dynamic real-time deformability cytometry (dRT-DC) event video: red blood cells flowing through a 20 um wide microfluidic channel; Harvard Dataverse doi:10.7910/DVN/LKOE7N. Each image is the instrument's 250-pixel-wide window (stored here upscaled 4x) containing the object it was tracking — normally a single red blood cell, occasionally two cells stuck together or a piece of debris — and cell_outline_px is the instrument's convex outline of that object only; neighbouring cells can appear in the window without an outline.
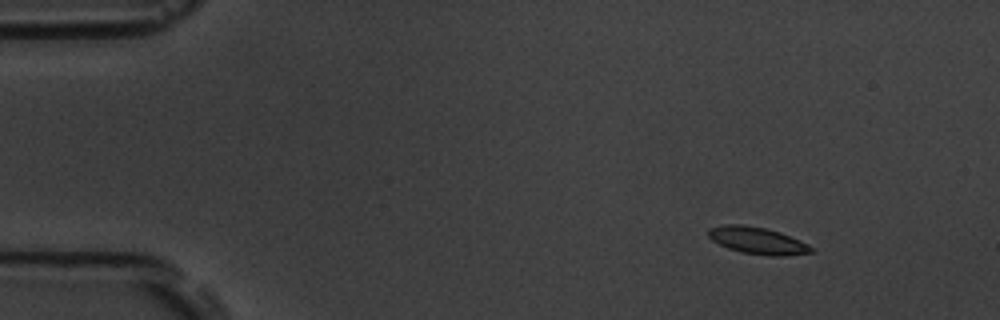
{"species": "common noctule bat (a hibernating species)", "species_latin": "Nyctalus noctula", "temperature_condition": "room temperature", "stored_images_in_passage": 4, "camera_frame_rate_fps": 3000, "um_per_image_px": 0.085, "animal": {"sex": "male", "body_mass_g": 19.5, "forearm_length_mm": 54.6}, "frame": {"image": 1, "passage_image": 2, "time_ms": 0.333, "image_size_px": [1000, 320], "cell_outline_px": [[812, 252], [784, 256], [768, 256], [740, 252], [728, 248], [712, 240], [708, 236], [708, 228], [724, 224], [744, 224], [764, 228], [780, 232], [800, 240], [808, 244], [812, 248]], "centroid_in_image_um": [64.36, 20.44], "position_along_channel_um": 20.6, "area_um2": 16.18}}
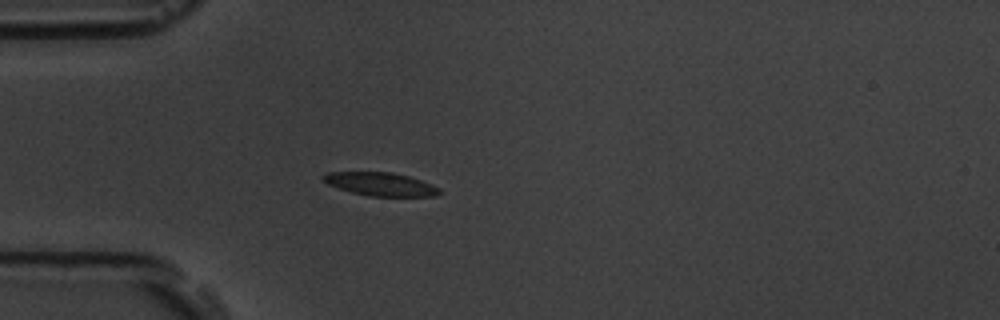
{"frame": {"image": 2, "passage_image": 4, "time_ms": 1.0, "image_size_px": [1000, 320], "cell_outline_px": [[440, 192], [436, 196], [368, 196], [352, 192], [328, 184], [320, 180], [320, 176], [328, 172], [392, 172], [408, 176], [432, 184], [440, 188]], "centroid_in_image_um": [32.32, 15.64], "position_along_channel_um": 52.7, "area_um2": 15.78}}